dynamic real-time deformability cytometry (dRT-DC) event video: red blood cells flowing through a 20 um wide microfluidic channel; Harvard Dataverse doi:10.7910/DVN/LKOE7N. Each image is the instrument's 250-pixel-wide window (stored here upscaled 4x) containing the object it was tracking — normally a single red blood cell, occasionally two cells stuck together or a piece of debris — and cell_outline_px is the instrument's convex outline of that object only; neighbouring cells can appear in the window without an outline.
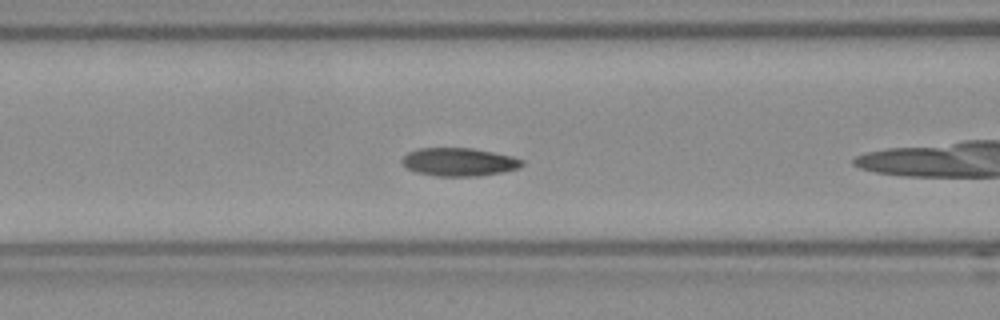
{"species": "Egyptian fruit bat (a non-hibernating species)", "species_latin": "Rousettus aegyptiacus", "temperature_condition": "room temperature", "stored_images_in_passage": 40, "camera_frame_rate_fps": 3000, "um_per_image_px": 0.085, "frame": {"image": 1, "passage_image": 7, "time_ms": 2.0, "image_size_px": [1000, 320], "cell_outline_px": [[524, 164], [520, 168], [504, 172], [476, 176], [436, 176], [416, 172], [408, 168], [400, 160], [408, 152], [420, 148], [472, 148], [512, 156], [524, 160]], "centroid_in_image_um": [39.05, 13.77], "position_along_channel_um": 127.6, "area_um2": 19.71}, "authors_computed_cell_mechanics": {"area_um2": 19.4497, "velocity_mm_per_s": 3.7546, "shape_relaxation_time_tau1_ms": 2.426, "shape_relaxation_time_tau2_ms": 1.4885, "deformation_change_tau1": 0.0722, "deformation_change_tau2": 0.0475}}